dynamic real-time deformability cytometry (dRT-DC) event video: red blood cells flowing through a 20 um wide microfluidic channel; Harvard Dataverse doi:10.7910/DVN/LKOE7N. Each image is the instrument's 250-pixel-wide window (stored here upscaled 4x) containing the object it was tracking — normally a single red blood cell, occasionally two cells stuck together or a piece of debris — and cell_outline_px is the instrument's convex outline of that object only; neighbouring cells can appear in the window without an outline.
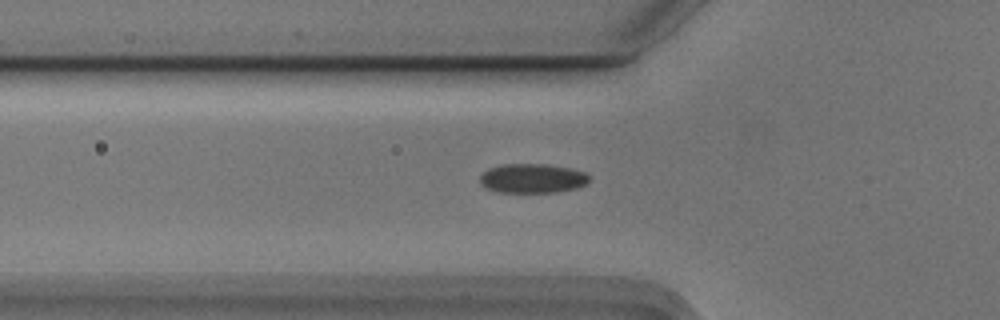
{"species": "Egyptian fruit bat (a non-hibernating species)", "species_latin": "Rousettus aegyptiacus", "temperature_condition": "cold", "stored_images_in_passage": 51, "camera_frame_rate_fps": 3000, "um_per_image_px": 0.085, "animal": {"sex": "male"}, "frame": {"image": 1, "passage_image": 18, "time_ms": 5.667, "image_size_px": [1000, 320], "cell_outline_px": [[588, 180], [584, 184], [576, 188], [560, 192], [500, 192], [488, 188], [480, 184], [480, 176], [488, 168], [504, 164], [548, 164], [568, 168], [584, 172], [588, 176]], "centroid_in_image_um": [45.23, 15.16], "position_along_channel_um": 80.6, "area_um2": 18.5}}
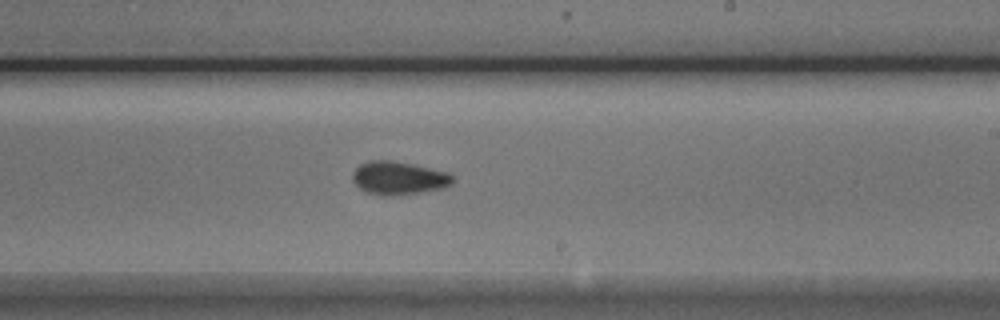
{"frame": {"image": 2, "passage_image": 32, "time_ms": 10.333, "image_size_px": [1000, 320], "cell_outline_px": [[452, 184], [444, 188], [420, 192], [392, 196], [380, 196], [368, 192], [360, 188], [352, 180], [352, 172], [360, 164], [368, 160], [392, 160], [412, 164], [448, 172], [452, 176]], "centroid_in_image_um": [33.86, 15.13], "position_along_channel_um": 255.1, "area_um2": 19.42}}
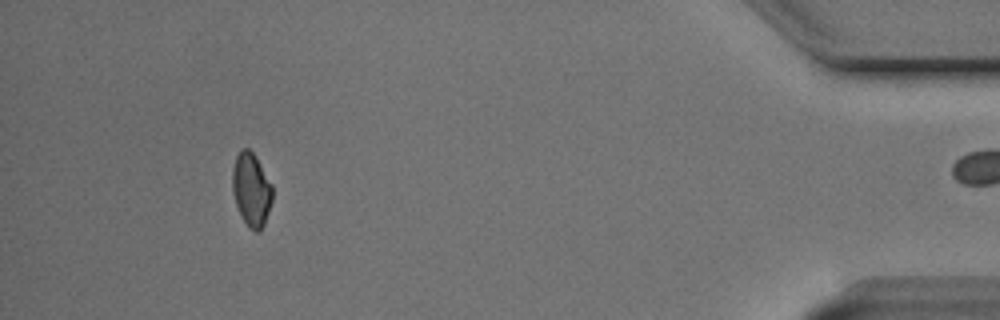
{"frame": {"image": 3, "passage_image": 50, "time_ms": 16.333, "image_size_px": [1000, 320], "cell_outline_px": [[272, 200], [264, 224], [260, 232], [256, 232], [248, 228], [240, 216], [232, 192], [232, 168], [236, 156], [240, 148], [248, 148], [252, 152], [272, 184]], "centroid_in_image_um": [21.34, 16.14], "position_along_channel_um": 413.9, "area_um2": 17.22}}